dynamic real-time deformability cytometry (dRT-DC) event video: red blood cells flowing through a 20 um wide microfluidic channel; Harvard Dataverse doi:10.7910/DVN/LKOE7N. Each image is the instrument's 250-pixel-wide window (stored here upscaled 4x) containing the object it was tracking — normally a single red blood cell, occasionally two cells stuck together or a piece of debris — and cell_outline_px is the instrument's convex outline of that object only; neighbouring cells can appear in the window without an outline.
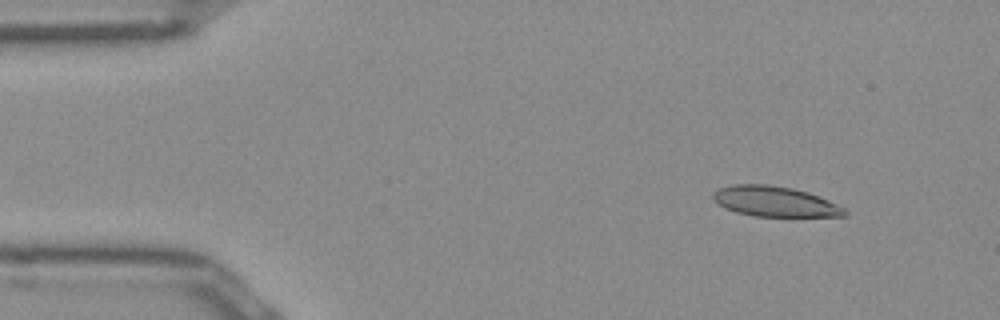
{"species": "Egyptian fruit bat (a non-hibernating species)", "species_latin": "Rousettus aegyptiacus", "temperature_condition": "room temperature", "stored_images_in_passage": 50, "camera_frame_rate_fps": 3000, "um_per_image_px": 0.085, "frame": {"image": 1, "passage_image": 5, "time_ms": 1.333, "image_size_px": [1000, 320], "cell_outline_px": [[848, 216], [752, 216], [736, 212], [724, 208], [712, 200], [712, 192], [720, 188], [732, 184], [768, 184], [792, 188], [808, 192], [820, 196], [844, 208], [848, 212]], "centroid_in_image_um": [65.83, 17.12], "position_along_channel_um": 19.2, "area_um2": 23.35}}
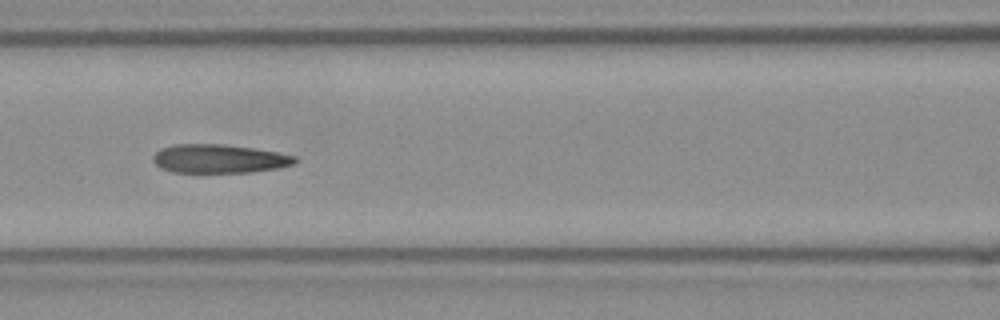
{"frame": {"image": 2, "passage_image": 21, "time_ms": 6.667, "image_size_px": [1000, 320], "cell_outline_px": [[296, 160], [292, 164], [276, 168], [248, 172], [172, 172], [160, 168], [152, 160], [156, 152], [164, 148], [176, 144], [220, 144], [252, 148], [276, 152], [296, 156]], "centroid_in_image_um": [18.59, 13.49], "position_along_channel_um": 148.0, "area_um2": 23.29}}
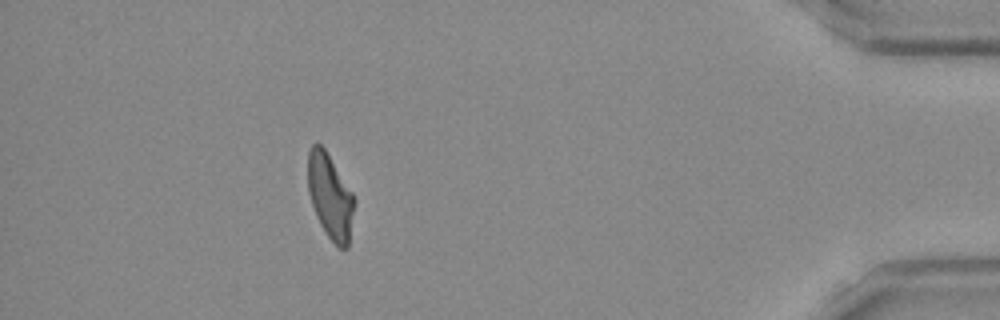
{"frame": {"image": 3, "passage_image": 45, "time_ms": 14.667, "image_size_px": [1000, 320], "cell_outline_px": [[356, 200], [348, 248], [340, 248], [328, 236], [320, 224], [312, 204], [308, 192], [308, 152], [312, 144], [320, 144], [324, 148], [352, 192]], "centroid_in_image_um": [28.07, 16.7], "position_along_channel_um": 407.1, "area_um2": 22.77}, "authors_computed_cell_mechanics": {"area_um2": 23.987, "velocity_mm_per_s": 3.9553, "shape_relaxation_time_tau1_ms": null, "shape_relaxation_time_tau2_ms": 2.9106, "deformation_change_tau1": null, "deformation_change_tau2": 0.1236}}